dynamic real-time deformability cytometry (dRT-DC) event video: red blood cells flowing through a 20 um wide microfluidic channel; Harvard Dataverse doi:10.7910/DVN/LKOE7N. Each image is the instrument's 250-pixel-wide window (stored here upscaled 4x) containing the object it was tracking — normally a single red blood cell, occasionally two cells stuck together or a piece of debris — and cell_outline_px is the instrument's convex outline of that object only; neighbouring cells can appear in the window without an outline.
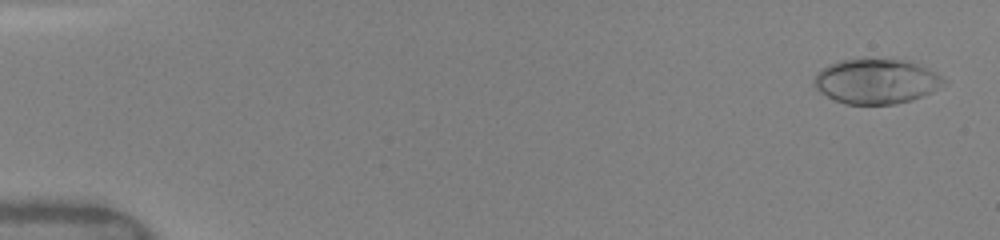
{"species": "human", "species_latin": "Homo sapiens", "temperature_condition": "warm", "stored_images_in_passage": 10, "camera_frame_rate_fps": 3000, "um_per_image_px": 0.085, "donor": {"sex": "female"}, "frame": {"image": 1, "passage_image": 2, "time_ms": 0.333, "image_size_px": [1000, 240], "cell_outline_px": [[948, 84], [932, 92], [912, 100], [896, 104], [844, 104], [820, 92], [812, 84], [812, 80], [816, 72], [828, 64], [840, 60], [864, 56], [908, 60], [928, 68], [936, 72], [948, 80]], "centroid_in_image_um": [74.5, 6.87], "position_along_channel_um": 10.5, "area_um2": 35.14}}
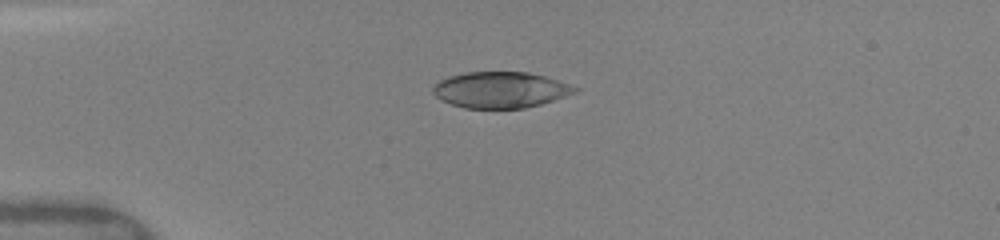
{"frame": {"image": 2, "passage_image": 7, "time_ms": 4.0, "image_size_px": [1000, 240], "cell_outline_px": [[580, 88], [576, 92], [540, 104], [524, 108], [464, 108], [452, 104], [436, 96], [432, 92], [432, 88], [440, 80], [448, 76], [464, 72], [528, 72], [544, 76]], "centroid_in_image_um": [42.51, 7.63], "position_along_channel_um": 42.5, "area_um2": 29.54}}
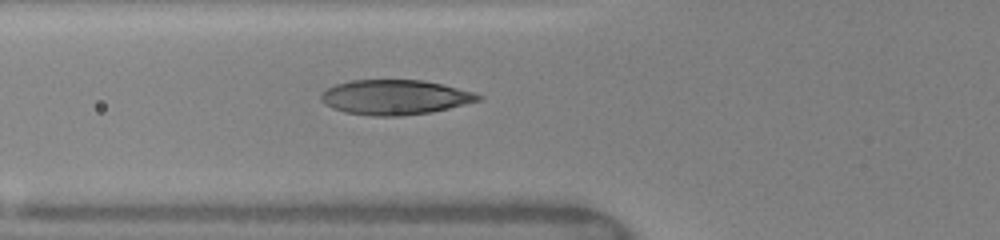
{"frame": {"image": 3, "passage_image": 10, "time_ms": 6.0, "image_size_px": [1000, 240], "cell_outline_px": [[484, 96], [480, 100], [432, 112], [400, 116], [372, 116], [344, 112], [332, 108], [324, 104], [320, 100], [320, 92], [336, 84], [352, 80], [420, 80], [440, 84], [476, 92]], "centroid_in_image_um": [33.54, 8.27], "position_along_channel_um": 92.3, "area_um2": 31.96}}